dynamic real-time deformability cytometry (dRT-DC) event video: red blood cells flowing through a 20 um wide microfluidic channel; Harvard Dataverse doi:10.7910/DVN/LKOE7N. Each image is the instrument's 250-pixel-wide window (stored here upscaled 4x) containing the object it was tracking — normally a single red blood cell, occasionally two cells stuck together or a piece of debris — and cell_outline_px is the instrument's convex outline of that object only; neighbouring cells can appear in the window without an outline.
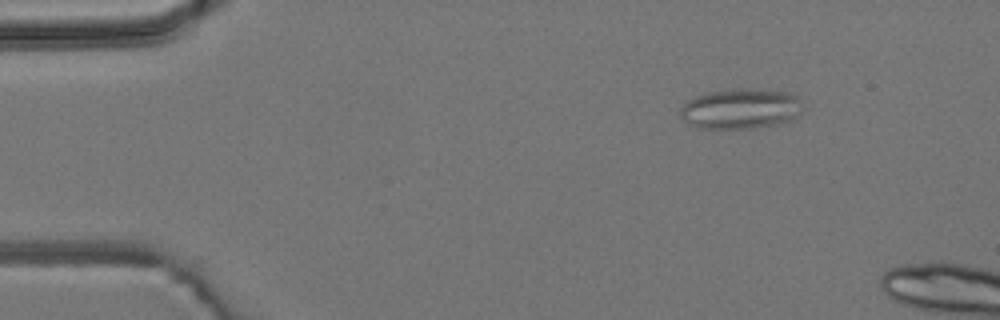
{"species": "common noctule bat (a hibernating species)", "species_latin": "Nyctalus noctula", "temperature_condition": "room temperature", "stored_images_in_passage": 4, "camera_frame_rate_fps": 3000, "um_per_image_px": 0.085, "animal": {"sex": "male", "body_mass_g": 19.2, "forearm_length_mm": 51.8}, "frame": {"image": 1, "passage_image": 4, "time_ms": 5.333, "image_size_px": [1000, 320], "cell_outline_px": [[804, 108], [800, 112], [788, 120], [776, 124], [752, 128], [700, 128], [684, 120], [680, 116], [680, 108], [688, 100], [696, 96], [708, 92], [740, 88], [748, 88], [788, 92], [796, 96], [800, 100]], "centroid_in_image_um": [62.95, 9.23], "position_along_channel_um": 22.0, "area_um2": 28.5}}